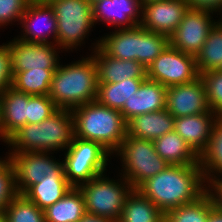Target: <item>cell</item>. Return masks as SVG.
Returning a JSON list of instances; mask_svg holds the SVG:
<instances>
[{
	"label": "cell",
	"mask_w": 222,
	"mask_h": 222,
	"mask_svg": "<svg viewBox=\"0 0 222 222\" xmlns=\"http://www.w3.org/2000/svg\"><path fill=\"white\" fill-rule=\"evenodd\" d=\"M164 214L197 200L207 191L201 165H169L136 188Z\"/></svg>",
	"instance_id": "cell-1"
},
{
	"label": "cell",
	"mask_w": 222,
	"mask_h": 222,
	"mask_svg": "<svg viewBox=\"0 0 222 222\" xmlns=\"http://www.w3.org/2000/svg\"><path fill=\"white\" fill-rule=\"evenodd\" d=\"M74 137L71 110L58 109L40 123L20 127L4 143L10 147L9 153L52 152L66 150Z\"/></svg>",
	"instance_id": "cell-2"
},
{
	"label": "cell",
	"mask_w": 222,
	"mask_h": 222,
	"mask_svg": "<svg viewBox=\"0 0 222 222\" xmlns=\"http://www.w3.org/2000/svg\"><path fill=\"white\" fill-rule=\"evenodd\" d=\"M98 84L97 66L90 55L67 65L59 64L48 96L58 109L73 110L96 101Z\"/></svg>",
	"instance_id": "cell-3"
},
{
	"label": "cell",
	"mask_w": 222,
	"mask_h": 222,
	"mask_svg": "<svg viewBox=\"0 0 222 222\" xmlns=\"http://www.w3.org/2000/svg\"><path fill=\"white\" fill-rule=\"evenodd\" d=\"M71 112L75 137L98 142L111 154L120 148L127 135V122L119 110L93 101Z\"/></svg>",
	"instance_id": "cell-4"
},
{
	"label": "cell",
	"mask_w": 222,
	"mask_h": 222,
	"mask_svg": "<svg viewBox=\"0 0 222 222\" xmlns=\"http://www.w3.org/2000/svg\"><path fill=\"white\" fill-rule=\"evenodd\" d=\"M78 188L83 195L87 213L114 222L120 219L125 200L134 189L122 175L117 181L109 179L105 173L81 184Z\"/></svg>",
	"instance_id": "cell-5"
},
{
	"label": "cell",
	"mask_w": 222,
	"mask_h": 222,
	"mask_svg": "<svg viewBox=\"0 0 222 222\" xmlns=\"http://www.w3.org/2000/svg\"><path fill=\"white\" fill-rule=\"evenodd\" d=\"M49 4L57 20L58 47L73 51L81 46L94 26L92 4L88 0H53Z\"/></svg>",
	"instance_id": "cell-6"
},
{
	"label": "cell",
	"mask_w": 222,
	"mask_h": 222,
	"mask_svg": "<svg viewBox=\"0 0 222 222\" xmlns=\"http://www.w3.org/2000/svg\"><path fill=\"white\" fill-rule=\"evenodd\" d=\"M120 156L122 175L136 189L148 178L165 170L169 164L155 151L153 141L125 136L115 152Z\"/></svg>",
	"instance_id": "cell-7"
},
{
	"label": "cell",
	"mask_w": 222,
	"mask_h": 222,
	"mask_svg": "<svg viewBox=\"0 0 222 222\" xmlns=\"http://www.w3.org/2000/svg\"><path fill=\"white\" fill-rule=\"evenodd\" d=\"M110 155L100 143L74 137L72 144L65 150L63 160L67 181L73 187H78L106 173Z\"/></svg>",
	"instance_id": "cell-8"
},
{
	"label": "cell",
	"mask_w": 222,
	"mask_h": 222,
	"mask_svg": "<svg viewBox=\"0 0 222 222\" xmlns=\"http://www.w3.org/2000/svg\"><path fill=\"white\" fill-rule=\"evenodd\" d=\"M52 152L8 153L18 194H24L40 180H67L63 161L50 156Z\"/></svg>",
	"instance_id": "cell-9"
},
{
	"label": "cell",
	"mask_w": 222,
	"mask_h": 222,
	"mask_svg": "<svg viewBox=\"0 0 222 222\" xmlns=\"http://www.w3.org/2000/svg\"><path fill=\"white\" fill-rule=\"evenodd\" d=\"M199 77L195 56L170 45L147 67V78L165 87L190 83Z\"/></svg>",
	"instance_id": "cell-10"
},
{
	"label": "cell",
	"mask_w": 222,
	"mask_h": 222,
	"mask_svg": "<svg viewBox=\"0 0 222 222\" xmlns=\"http://www.w3.org/2000/svg\"><path fill=\"white\" fill-rule=\"evenodd\" d=\"M211 11L189 8L184 18L169 36V45L196 56L205 43L210 30L215 26ZM213 19V20H212Z\"/></svg>",
	"instance_id": "cell-11"
},
{
	"label": "cell",
	"mask_w": 222,
	"mask_h": 222,
	"mask_svg": "<svg viewBox=\"0 0 222 222\" xmlns=\"http://www.w3.org/2000/svg\"><path fill=\"white\" fill-rule=\"evenodd\" d=\"M11 54V71L21 72L30 69H57L58 45L53 43L24 42L15 37L7 43Z\"/></svg>",
	"instance_id": "cell-12"
},
{
	"label": "cell",
	"mask_w": 222,
	"mask_h": 222,
	"mask_svg": "<svg viewBox=\"0 0 222 222\" xmlns=\"http://www.w3.org/2000/svg\"><path fill=\"white\" fill-rule=\"evenodd\" d=\"M186 0H158L142 5L140 26L170 36L189 9Z\"/></svg>",
	"instance_id": "cell-13"
},
{
	"label": "cell",
	"mask_w": 222,
	"mask_h": 222,
	"mask_svg": "<svg viewBox=\"0 0 222 222\" xmlns=\"http://www.w3.org/2000/svg\"><path fill=\"white\" fill-rule=\"evenodd\" d=\"M22 28L21 35L17 38L24 42L53 43L56 44L57 20L53 8L49 3H40L31 0L20 23ZM53 41H48L50 37Z\"/></svg>",
	"instance_id": "cell-14"
},
{
	"label": "cell",
	"mask_w": 222,
	"mask_h": 222,
	"mask_svg": "<svg viewBox=\"0 0 222 222\" xmlns=\"http://www.w3.org/2000/svg\"><path fill=\"white\" fill-rule=\"evenodd\" d=\"M165 109L174 118L208 112L209 106L202 78L186 84L168 86Z\"/></svg>",
	"instance_id": "cell-15"
},
{
	"label": "cell",
	"mask_w": 222,
	"mask_h": 222,
	"mask_svg": "<svg viewBox=\"0 0 222 222\" xmlns=\"http://www.w3.org/2000/svg\"><path fill=\"white\" fill-rule=\"evenodd\" d=\"M93 22H105L118 29L140 25L142 5L139 0H98L92 4ZM140 18V19H139Z\"/></svg>",
	"instance_id": "cell-16"
},
{
	"label": "cell",
	"mask_w": 222,
	"mask_h": 222,
	"mask_svg": "<svg viewBox=\"0 0 222 222\" xmlns=\"http://www.w3.org/2000/svg\"><path fill=\"white\" fill-rule=\"evenodd\" d=\"M97 41L93 43L94 52L91 56L97 66L98 83H117L126 78H147V68L141 63L136 60H120L111 57L99 47V40Z\"/></svg>",
	"instance_id": "cell-17"
},
{
	"label": "cell",
	"mask_w": 222,
	"mask_h": 222,
	"mask_svg": "<svg viewBox=\"0 0 222 222\" xmlns=\"http://www.w3.org/2000/svg\"><path fill=\"white\" fill-rule=\"evenodd\" d=\"M218 119L219 116L211 110L175 118L174 131L201 156L209 145L213 126Z\"/></svg>",
	"instance_id": "cell-18"
},
{
	"label": "cell",
	"mask_w": 222,
	"mask_h": 222,
	"mask_svg": "<svg viewBox=\"0 0 222 222\" xmlns=\"http://www.w3.org/2000/svg\"><path fill=\"white\" fill-rule=\"evenodd\" d=\"M29 95L8 87L0 94V138L5 142L20 127L28 124Z\"/></svg>",
	"instance_id": "cell-19"
},
{
	"label": "cell",
	"mask_w": 222,
	"mask_h": 222,
	"mask_svg": "<svg viewBox=\"0 0 222 222\" xmlns=\"http://www.w3.org/2000/svg\"><path fill=\"white\" fill-rule=\"evenodd\" d=\"M167 87L146 78L129 101L120 110L126 122L134 116L165 109Z\"/></svg>",
	"instance_id": "cell-20"
},
{
	"label": "cell",
	"mask_w": 222,
	"mask_h": 222,
	"mask_svg": "<svg viewBox=\"0 0 222 222\" xmlns=\"http://www.w3.org/2000/svg\"><path fill=\"white\" fill-rule=\"evenodd\" d=\"M99 47L109 56L141 63V26L114 29L99 39Z\"/></svg>",
	"instance_id": "cell-21"
},
{
	"label": "cell",
	"mask_w": 222,
	"mask_h": 222,
	"mask_svg": "<svg viewBox=\"0 0 222 222\" xmlns=\"http://www.w3.org/2000/svg\"><path fill=\"white\" fill-rule=\"evenodd\" d=\"M175 118L163 109L134 116L127 122V134L135 138L154 141L174 130Z\"/></svg>",
	"instance_id": "cell-22"
},
{
	"label": "cell",
	"mask_w": 222,
	"mask_h": 222,
	"mask_svg": "<svg viewBox=\"0 0 222 222\" xmlns=\"http://www.w3.org/2000/svg\"><path fill=\"white\" fill-rule=\"evenodd\" d=\"M155 151L169 165H199L200 156L174 130L153 141Z\"/></svg>",
	"instance_id": "cell-23"
},
{
	"label": "cell",
	"mask_w": 222,
	"mask_h": 222,
	"mask_svg": "<svg viewBox=\"0 0 222 222\" xmlns=\"http://www.w3.org/2000/svg\"><path fill=\"white\" fill-rule=\"evenodd\" d=\"M86 213L83 195L78 187L44 210L45 222H78Z\"/></svg>",
	"instance_id": "cell-24"
},
{
	"label": "cell",
	"mask_w": 222,
	"mask_h": 222,
	"mask_svg": "<svg viewBox=\"0 0 222 222\" xmlns=\"http://www.w3.org/2000/svg\"><path fill=\"white\" fill-rule=\"evenodd\" d=\"M164 213L137 189L125 200L118 222H163Z\"/></svg>",
	"instance_id": "cell-25"
},
{
	"label": "cell",
	"mask_w": 222,
	"mask_h": 222,
	"mask_svg": "<svg viewBox=\"0 0 222 222\" xmlns=\"http://www.w3.org/2000/svg\"><path fill=\"white\" fill-rule=\"evenodd\" d=\"M146 78H126L117 83H99L96 101L103 106L121 110L126 101L135 95Z\"/></svg>",
	"instance_id": "cell-26"
},
{
	"label": "cell",
	"mask_w": 222,
	"mask_h": 222,
	"mask_svg": "<svg viewBox=\"0 0 222 222\" xmlns=\"http://www.w3.org/2000/svg\"><path fill=\"white\" fill-rule=\"evenodd\" d=\"M55 71L56 69H30L12 72L10 87L28 95H48Z\"/></svg>",
	"instance_id": "cell-27"
},
{
	"label": "cell",
	"mask_w": 222,
	"mask_h": 222,
	"mask_svg": "<svg viewBox=\"0 0 222 222\" xmlns=\"http://www.w3.org/2000/svg\"><path fill=\"white\" fill-rule=\"evenodd\" d=\"M199 74L222 69V20L210 30L201 50L195 56Z\"/></svg>",
	"instance_id": "cell-28"
},
{
	"label": "cell",
	"mask_w": 222,
	"mask_h": 222,
	"mask_svg": "<svg viewBox=\"0 0 222 222\" xmlns=\"http://www.w3.org/2000/svg\"><path fill=\"white\" fill-rule=\"evenodd\" d=\"M200 165L206 183L222 178V117L213 126L209 145L200 156Z\"/></svg>",
	"instance_id": "cell-29"
},
{
	"label": "cell",
	"mask_w": 222,
	"mask_h": 222,
	"mask_svg": "<svg viewBox=\"0 0 222 222\" xmlns=\"http://www.w3.org/2000/svg\"><path fill=\"white\" fill-rule=\"evenodd\" d=\"M72 187L67 180H40L23 195L44 211L63 198Z\"/></svg>",
	"instance_id": "cell-30"
},
{
	"label": "cell",
	"mask_w": 222,
	"mask_h": 222,
	"mask_svg": "<svg viewBox=\"0 0 222 222\" xmlns=\"http://www.w3.org/2000/svg\"><path fill=\"white\" fill-rule=\"evenodd\" d=\"M213 203V197L206 191L194 202L184 204L165 213L163 222H206Z\"/></svg>",
	"instance_id": "cell-31"
},
{
	"label": "cell",
	"mask_w": 222,
	"mask_h": 222,
	"mask_svg": "<svg viewBox=\"0 0 222 222\" xmlns=\"http://www.w3.org/2000/svg\"><path fill=\"white\" fill-rule=\"evenodd\" d=\"M0 217L5 222H45L44 211L22 194L13 198Z\"/></svg>",
	"instance_id": "cell-32"
},
{
	"label": "cell",
	"mask_w": 222,
	"mask_h": 222,
	"mask_svg": "<svg viewBox=\"0 0 222 222\" xmlns=\"http://www.w3.org/2000/svg\"><path fill=\"white\" fill-rule=\"evenodd\" d=\"M168 45V36L141 27V64L147 68Z\"/></svg>",
	"instance_id": "cell-33"
},
{
	"label": "cell",
	"mask_w": 222,
	"mask_h": 222,
	"mask_svg": "<svg viewBox=\"0 0 222 222\" xmlns=\"http://www.w3.org/2000/svg\"><path fill=\"white\" fill-rule=\"evenodd\" d=\"M205 89L209 110L222 117V70H213L200 74Z\"/></svg>",
	"instance_id": "cell-34"
},
{
	"label": "cell",
	"mask_w": 222,
	"mask_h": 222,
	"mask_svg": "<svg viewBox=\"0 0 222 222\" xmlns=\"http://www.w3.org/2000/svg\"><path fill=\"white\" fill-rule=\"evenodd\" d=\"M3 159L0 157V215L18 194L12 163L8 156Z\"/></svg>",
	"instance_id": "cell-35"
},
{
	"label": "cell",
	"mask_w": 222,
	"mask_h": 222,
	"mask_svg": "<svg viewBox=\"0 0 222 222\" xmlns=\"http://www.w3.org/2000/svg\"><path fill=\"white\" fill-rule=\"evenodd\" d=\"M58 110L48 95H29L28 124L40 123Z\"/></svg>",
	"instance_id": "cell-36"
},
{
	"label": "cell",
	"mask_w": 222,
	"mask_h": 222,
	"mask_svg": "<svg viewBox=\"0 0 222 222\" xmlns=\"http://www.w3.org/2000/svg\"><path fill=\"white\" fill-rule=\"evenodd\" d=\"M31 0H0V27L14 21H21V17Z\"/></svg>",
	"instance_id": "cell-37"
},
{
	"label": "cell",
	"mask_w": 222,
	"mask_h": 222,
	"mask_svg": "<svg viewBox=\"0 0 222 222\" xmlns=\"http://www.w3.org/2000/svg\"><path fill=\"white\" fill-rule=\"evenodd\" d=\"M11 54L6 43L0 45V94L11 86Z\"/></svg>",
	"instance_id": "cell-38"
},
{
	"label": "cell",
	"mask_w": 222,
	"mask_h": 222,
	"mask_svg": "<svg viewBox=\"0 0 222 222\" xmlns=\"http://www.w3.org/2000/svg\"><path fill=\"white\" fill-rule=\"evenodd\" d=\"M191 9L211 11L214 14L222 13V0H186ZM216 12V13H215Z\"/></svg>",
	"instance_id": "cell-39"
},
{
	"label": "cell",
	"mask_w": 222,
	"mask_h": 222,
	"mask_svg": "<svg viewBox=\"0 0 222 222\" xmlns=\"http://www.w3.org/2000/svg\"><path fill=\"white\" fill-rule=\"evenodd\" d=\"M207 191L213 197L215 206L222 211V178L209 181Z\"/></svg>",
	"instance_id": "cell-40"
},
{
	"label": "cell",
	"mask_w": 222,
	"mask_h": 222,
	"mask_svg": "<svg viewBox=\"0 0 222 222\" xmlns=\"http://www.w3.org/2000/svg\"><path fill=\"white\" fill-rule=\"evenodd\" d=\"M206 222H222V211L213 203Z\"/></svg>",
	"instance_id": "cell-41"
},
{
	"label": "cell",
	"mask_w": 222,
	"mask_h": 222,
	"mask_svg": "<svg viewBox=\"0 0 222 222\" xmlns=\"http://www.w3.org/2000/svg\"><path fill=\"white\" fill-rule=\"evenodd\" d=\"M78 222H114V221L108 218L100 217L86 212Z\"/></svg>",
	"instance_id": "cell-42"
},
{
	"label": "cell",
	"mask_w": 222,
	"mask_h": 222,
	"mask_svg": "<svg viewBox=\"0 0 222 222\" xmlns=\"http://www.w3.org/2000/svg\"><path fill=\"white\" fill-rule=\"evenodd\" d=\"M141 5L146 4L148 2H152V1H158V0H139Z\"/></svg>",
	"instance_id": "cell-43"
},
{
	"label": "cell",
	"mask_w": 222,
	"mask_h": 222,
	"mask_svg": "<svg viewBox=\"0 0 222 222\" xmlns=\"http://www.w3.org/2000/svg\"><path fill=\"white\" fill-rule=\"evenodd\" d=\"M33 1L40 2V3H50L53 0H33Z\"/></svg>",
	"instance_id": "cell-44"
},
{
	"label": "cell",
	"mask_w": 222,
	"mask_h": 222,
	"mask_svg": "<svg viewBox=\"0 0 222 222\" xmlns=\"http://www.w3.org/2000/svg\"><path fill=\"white\" fill-rule=\"evenodd\" d=\"M88 1H89L90 4H93V3H95L98 0H88Z\"/></svg>",
	"instance_id": "cell-45"
}]
</instances>
